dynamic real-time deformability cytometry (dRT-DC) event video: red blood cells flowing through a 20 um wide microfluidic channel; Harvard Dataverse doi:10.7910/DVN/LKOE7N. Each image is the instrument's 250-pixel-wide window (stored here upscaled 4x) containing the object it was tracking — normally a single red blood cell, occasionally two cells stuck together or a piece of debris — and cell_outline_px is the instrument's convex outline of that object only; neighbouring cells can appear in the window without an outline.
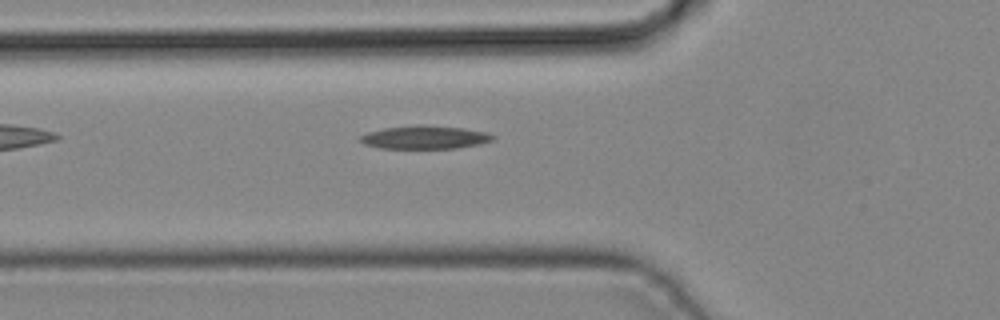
{"species": "common noctule bat (a hibernating species)", "species_latin": "Nyctalus noctula", "temperature_condition": "cold", "stored_images_in_passage": 9, "camera_frame_rate_fps": 3000, "um_per_image_px": 0.085, "animal": {"sex": "male", "body_mass_g": 19.2, "forearm_length_mm": 51.8}, "frame": {"image": 1, "passage_image": 3, "time_ms": 0.667, "image_size_px": [1000, 320], "cell_outline_px": [[496, 136], [492, 140], [480, 144], [456, 148], [380, 148], [364, 144], [360, 140], [360, 136], [368, 132], [384, 128], [420, 124], [424, 124], [460, 128], [488, 132]], "centroid_in_image_um": [36.12, 11.66], "position_along_channel_um": 89.7, "area_um2": 17.92}}
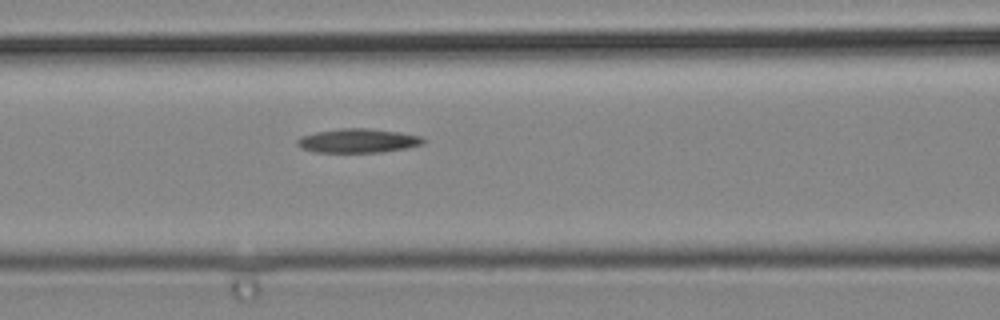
{"frame": {"image": 2, "passage_image": 6, "time_ms": 1.667, "image_size_px": [1000, 320], "cell_outline_px": [[424, 144], [404, 148], [380, 152], [316, 152], [300, 148], [296, 144], [296, 140], [300, 136], [316, 132], [340, 128], [364, 128], [400, 132], [420, 136], [424, 140]], "centroid_in_image_um": [30.37, 11.96], "position_along_channel_um": 136.2, "area_um2": 17.57}}